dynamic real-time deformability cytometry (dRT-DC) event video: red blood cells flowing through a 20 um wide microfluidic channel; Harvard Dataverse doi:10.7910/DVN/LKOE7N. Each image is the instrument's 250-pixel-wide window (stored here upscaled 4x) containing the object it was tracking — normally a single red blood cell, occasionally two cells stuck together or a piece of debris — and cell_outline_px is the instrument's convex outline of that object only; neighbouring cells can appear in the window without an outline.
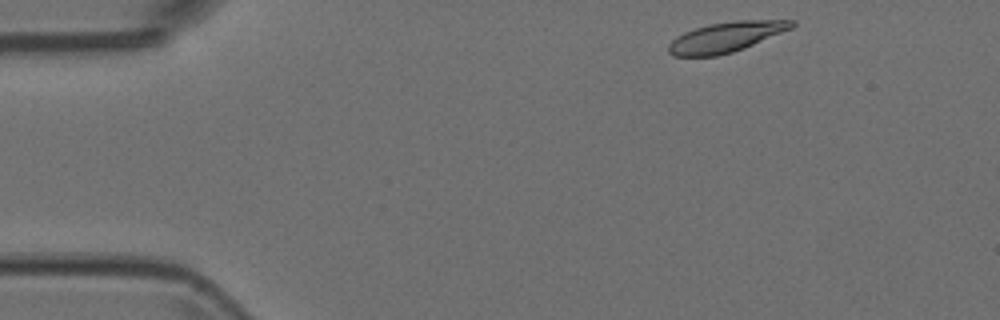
{"species": "Egyptian fruit bat (a non-hibernating species)", "species_latin": "Rousettus aegyptiacus", "temperature_condition": "room temperature", "stored_images_in_passage": 3, "camera_frame_rate_fps": 3000, "um_per_image_px": 0.085, "animal": {"sex": "female"}, "frame": {"image": 1, "passage_image": 1, "time_ms": 0.0, "image_size_px": [1000, 320], "cell_outline_px": [[796, 24], [792, 28], [744, 48], [732, 52], [716, 56], [672, 56], [668, 52], [668, 44], [676, 36], [684, 32], [708, 24], [736, 20], [796, 20]], "centroid_in_image_um": [61.69, 3.14], "position_along_channel_um": 23.3, "area_um2": 21.62}}